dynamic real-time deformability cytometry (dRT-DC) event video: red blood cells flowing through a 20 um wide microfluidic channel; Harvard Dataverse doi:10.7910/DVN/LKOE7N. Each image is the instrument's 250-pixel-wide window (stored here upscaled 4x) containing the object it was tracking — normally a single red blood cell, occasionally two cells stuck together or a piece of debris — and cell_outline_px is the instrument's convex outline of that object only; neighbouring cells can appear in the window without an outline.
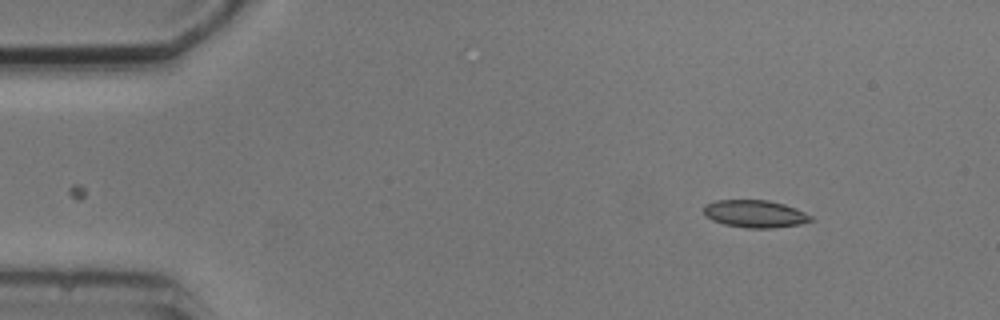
{"species": "common noctule bat (a hibernating species)", "species_latin": "Nyctalus noctula", "temperature_condition": "cold", "stored_images_in_passage": 2, "camera_frame_rate_fps": 3000, "um_per_image_px": 0.085, "animal": {"sex": "male", "body_mass_g": 20.5, "forearm_length_mm": 52.5}, "frame": {"image": 1, "passage_image": 2, "time_ms": 1.333, "image_size_px": [1000, 320], "cell_outline_px": [[816, 220], [800, 224], [772, 228], [748, 228], [724, 224], [712, 220], [704, 216], [704, 204], [716, 200], [768, 200], [784, 204], [796, 208], [812, 216]], "centroid_in_image_um": [64.18, 18.17], "position_along_channel_um": 20.8, "area_um2": 17.28}}